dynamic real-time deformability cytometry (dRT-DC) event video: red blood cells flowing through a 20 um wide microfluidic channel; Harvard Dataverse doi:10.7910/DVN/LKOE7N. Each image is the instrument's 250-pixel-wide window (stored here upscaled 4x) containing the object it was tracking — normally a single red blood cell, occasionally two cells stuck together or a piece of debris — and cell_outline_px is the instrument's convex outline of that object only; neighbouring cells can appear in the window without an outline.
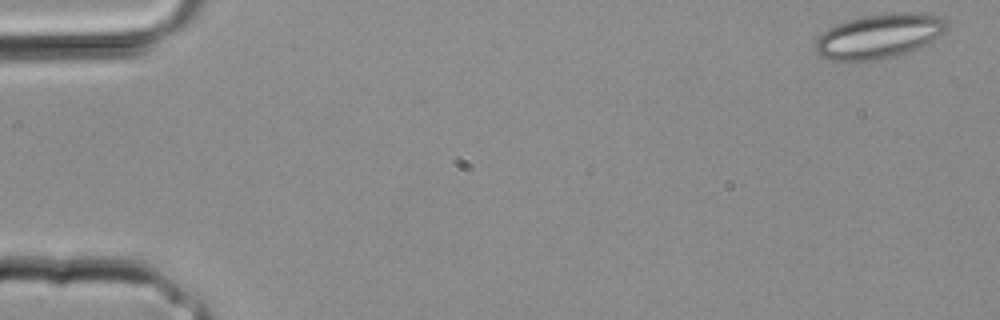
{"species": "common noctule bat (a hibernating species)", "species_latin": "Nyctalus noctula", "temperature_condition": "room temperature", "stored_images_in_passage": 28, "camera_frame_rate_fps": 3000, "um_per_image_px": 0.085, "animal": {"sex": "male", "body_mass_g": 20.4}, "frame": {"image": 1, "passage_image": 1, "time_ms": 0.0, "image_size_px": [1000, 320], "cell_outline_px": [[948, 28], [944, 32], [928, 44], [892, 56], [872, 60], [828, 60], [820, 56], [816, 52], [816, 40], [828, 28], [836, 24], [860, 16], [892, 12], [916, 12], [936, 16], [944, 20], [948, 24]], "centroid_in_image_um": [74.72, 3.05], "position_along_channel_um": 10.3, "area_um2": 33.7}}
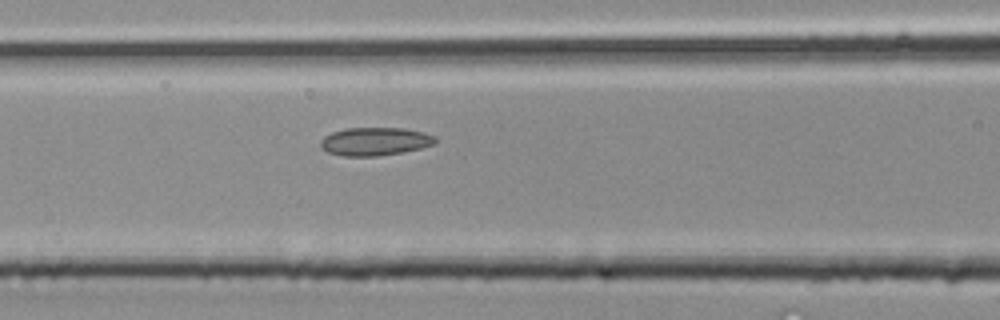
{"frame": {"image": 2, "passage_image": 14, "time_ms": 4.333, "image_size_px": [1000, 320], "cell_outline_px": [[436, 144], [404, 152], [376, 156], [344, 156], [328, 152], [320, 148], [320, 140], [324, 136], [332, 132], [344, 128], [404, 128], [420, 132], [432, 136], [436, 140]], "centroid_in_image_um": [31.82, 12.02], "position_along_channel_um": 134.8, "area_um2": 18.79}}
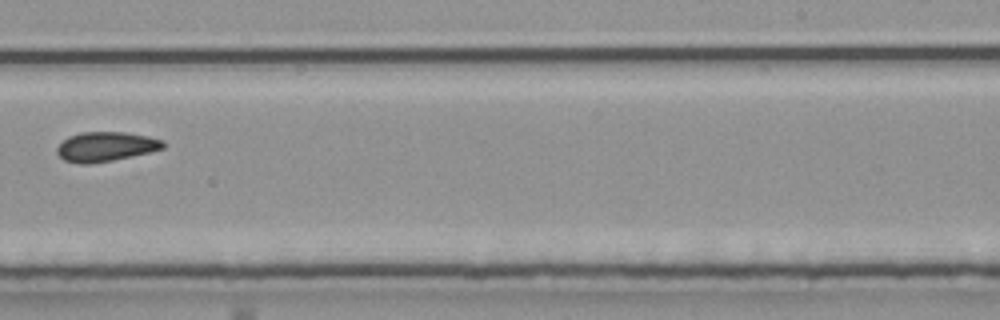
{"frame": {"image": 3, "passage_image": 21, "time_ms": 6.667, "image_size_px": [1000, 320], "cell_outline_px": [[164, 148], [132, 156], [112, 160], [88, 164], [80, 164], [64, 160], [56, 152], [56, 148], [68, 136], [80, 132], [124, 132], [148, 136], [164, 140]], "centroid_in_image_um": [8.97, 12.46], "position_along_channel_um": 280.0, "area_um2": 18.21}}